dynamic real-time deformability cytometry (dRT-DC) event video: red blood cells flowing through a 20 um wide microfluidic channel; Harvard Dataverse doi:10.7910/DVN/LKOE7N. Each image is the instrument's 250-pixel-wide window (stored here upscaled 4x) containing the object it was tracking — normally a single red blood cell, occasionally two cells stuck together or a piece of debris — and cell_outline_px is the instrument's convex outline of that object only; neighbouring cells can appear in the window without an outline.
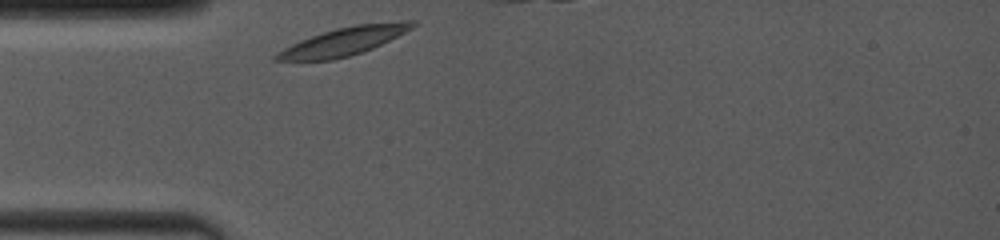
{"species": "common noctule bat (a hibernating species)", "species_latin": "Nyctalus noctula", "temperature_condition": "room temperature", "stored_images_in_passage": 22, "camera_frame_rate_fps": 4000, "um_per_image_px": 0.085, "animal": {"sex": "female", "body_mass_g": 19.0, "forearm_length_mm": 53.3}, "frame": {"image": 1, "passage_image": 1, "time_ms": 0.0, "image_size_px": [1000, 240], "cell_outline_px": [[416, 24], [412, 28], [372, 48], [348, 56], [332, 60], [272, 60], [272, 56], [284, 48], [300, 40], [336, 28], [356, 24], [404, 20], [416, 20]], "centroid_in_image_um": [29.22, 3.5], "position_along_channel_um": 55.8, "area_um2": 21.91}}
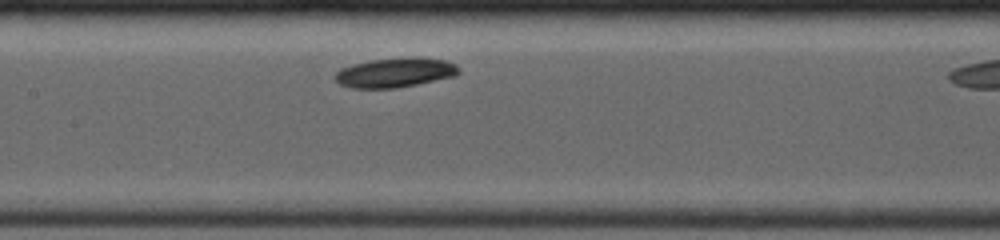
{"frame": {"image": 2, "passage_image": 11, "time_ms": 3.25, "image_size_px": [1000, 240], "cell_outline_px": [[460, 72], [456, 76], [396, 88], [352, 88], [340, 84], [332, 76], [340, 68], [352, 64], [368, 60], [408, 56], [416, 56], [444, 60], [456, 64], [460, 68]], "centroid_in_image_um": [33.58, 6.15], "position_along_channel_um": 173.8, "area_um2": 21.68}}
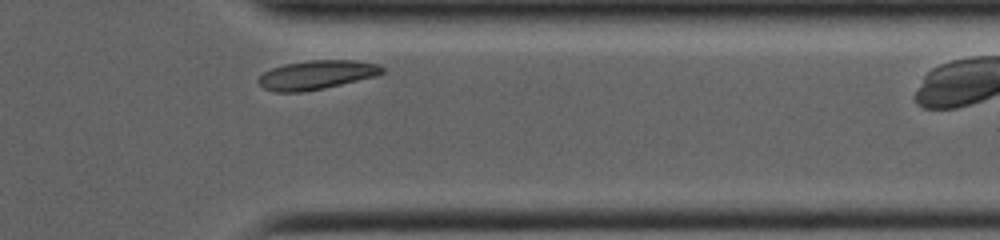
{"frame": {"image": 3, "passage_image": 21, "time_ms": 8.75, "image_size_px": [1000, 240], "cell_outline_px": [[384, 72], [376, 76], [324, 88], [304, 92], [276, 92], [264, 88], [256, 80], [264, 72], [272, 68], [284, 64], [308, 60], [356, 60], [380, 64], [384, 68]], "centroid_in_image_um": [26.92, 6.36], "position_along_channel_um": 384.5, "area_um2": 20.98}}